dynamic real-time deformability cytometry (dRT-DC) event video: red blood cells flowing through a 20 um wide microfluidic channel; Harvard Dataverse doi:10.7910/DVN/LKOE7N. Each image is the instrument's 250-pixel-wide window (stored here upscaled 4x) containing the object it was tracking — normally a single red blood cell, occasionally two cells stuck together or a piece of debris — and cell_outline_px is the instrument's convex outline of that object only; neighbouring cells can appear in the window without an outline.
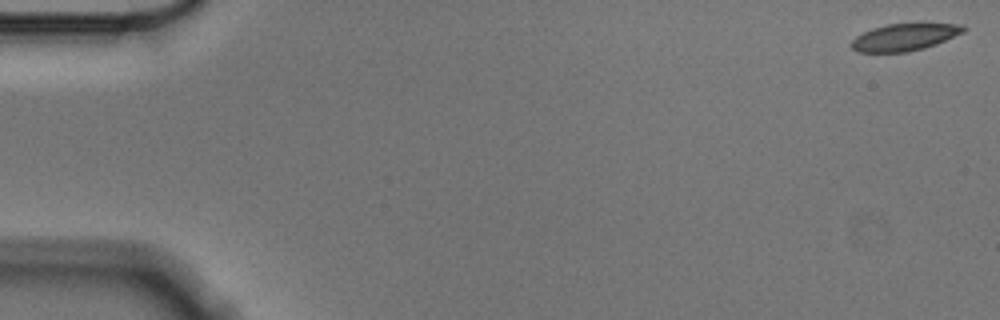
{"species": "Egyptian fruit bat (a non-hibernating species)", "species_latin": "Rousettus aegyptiacus", "temperature_condition": "cold", "stored_images_in_passage": 57, "camera_frame_rate_fps": 3000, "um_per_image_px": 0.085, "animal": {"sex": "male"}, "frame": {"image": 1, "passage_image": 1, "time_ms": 0.0, "image_size_px": [1000, 320], "cell_outline_px": [[968, 28], [964, 32], [936, 44], [924, 48], [908, 52], [860, 52], [852, 48], [852, 40], [856, 36], [872, 28], [888, 24], [920, 20], [964, 24]], "centroid_in_image_um": [77.01, 3.08], "position_along_channel_um": 8.0, "area_um2": 18.61}}
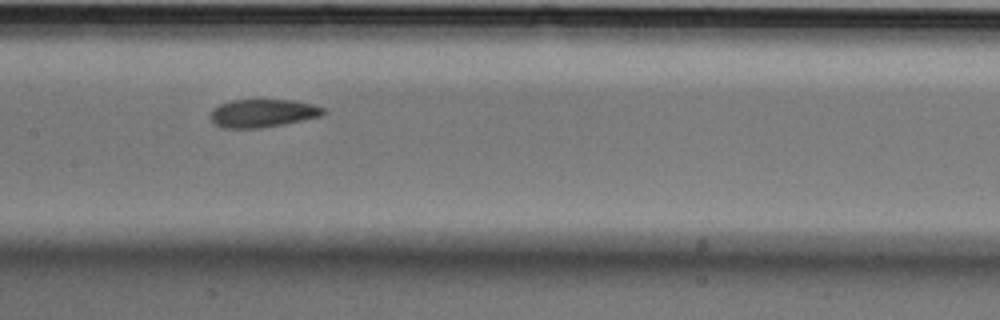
{"frame": {"image": 2, "passage_image": 28, "time_ms": 9.0, "image_size_px": [1000, 320], "cell_outline_px": [[328, 112], [320, 116], [284, 124], [260, 128], [220, 128], [208, 116], [212, 108], [220, 104], [232, 100], [292, 100], [312, 104], [324, 108]], "centroid_in_image_um": [22.3, 9.62], "position_along_channel_um": 185.1, "area_um2": 18.55}}
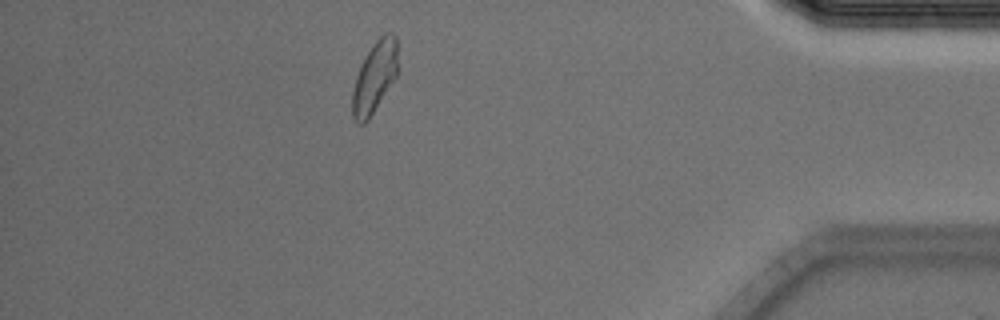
{"frame": {"image": 3, "passage_image": 50, "time_ms": 16.333, "image_size_px": [1000, 320], "cell_outline_px": [[396, 76], [368, 120], [364, 124], [356, 124], [352, 116], [352, 92], [356, 76], [360, 64], [372, 44], [384, 32], [392, 32], [396, 36]], "centroid_in_image_um": [31.8, 6.56], "position_along_channel_um": 403.4, "area_um2": 18.73}, "authors_computed_cell_mechanics": {"area_um2": 19.1318, "velocity_mm_per_s": 3.5338, "shape_relaxation_time_tau1_ms": 4.647, "shape_relaxation_time_tau2_ms": 2.1593, "deformation_change_tau1": 0.1181, "deformation_change_tau2": 0.0738}}